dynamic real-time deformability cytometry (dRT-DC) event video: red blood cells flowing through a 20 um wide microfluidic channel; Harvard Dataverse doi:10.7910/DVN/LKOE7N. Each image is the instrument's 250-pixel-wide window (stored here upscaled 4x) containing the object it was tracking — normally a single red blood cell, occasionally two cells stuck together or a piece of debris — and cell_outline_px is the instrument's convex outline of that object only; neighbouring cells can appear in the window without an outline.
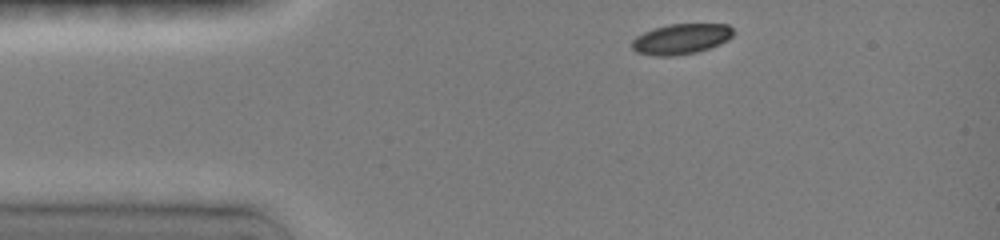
{"species": "common noctule bat (a hibernating species)", "species_latin": "Nyctalus noctula", "temperature_condition": "room temperature", "stored_images_in_passage": 5, "camera_frame_rate_fps": 3000, "um_per_image_px": 0.085, "animal": {"sex": "female", "body_mass_g": 19.0, "forearm_length_mm": 51.5}, "frame": {"image": 1, "passage_image": 1, "time_ms": 0.0, "image_size_px": [1000, 240], "cell_outline_px": [[732, 36], [708, 48], [696, 52], [672, 56], [660, 56], [640, 52], [632, 48], [632, 40], [636, 36], [644, 32], [668, 24], [728, 24], [732, 28]], "centroid_in_image_um": [57.87, 3.3], "position_along_channel_um": 27.1, "area_um2": 17.46}}
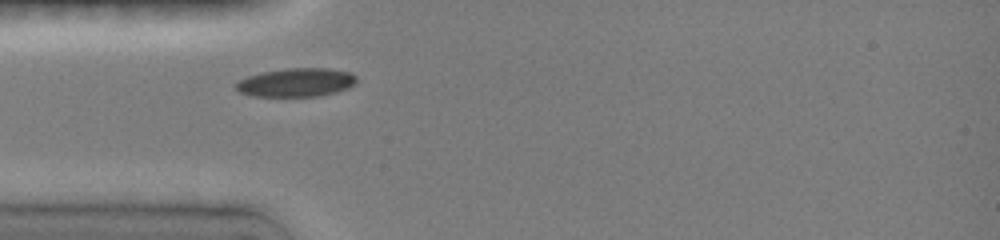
{"frame": {"image": 2, "passage_image": 4, "time_ms": 2.0, "image_size_px": [1000, 240], "cell_outline_px": [[356, 80], [352, 84], [336, 92], [316, 96], [256, 96], [240, 92], [236, 88], [236, 84], [240, 80], [248, 76], [264, 72], [288, 68], [328, 68], [348, 72], [356, 76]], "centroid_in_image_um": [25.16, 7.0], "position_along_channel_um": 59.8, "area_um2": 19.59}}